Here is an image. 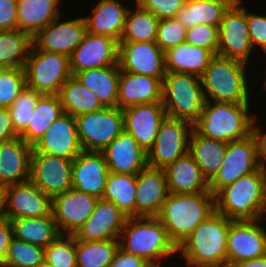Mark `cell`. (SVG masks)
Returning a JSON list of instances; mask_svg holds the SVG:
<instances>
[{
	"label": "cell",
	"mask_w": 266,
	"mask_h": 267,
	"mask_svg": "<svg viewBox=\"0 0 266 267\" xmlns=\"http://www.w3.org/2000/svg\"><path fill=\"white\" fill-rule=\"evenodd\" d=\"M215 212V196L210 192L169 193L156 216L178 248L199 223Z\"/></svg>",
	"instance_id": "1"
},
{
	"label": "cell",
	"mask_w": 266,
	"mask_h": 267,
	"mask_svg": "<svg viewBox=\"0 0 266 267\" xmlns=\"http://www.w3.org/2000/svg\"><path fill=\"white\" fill-rule=\"evenodd\" d=\"M215 211L232 221L262 219L266 212V171L242 176L215 195Z\"/></svg>",
	"instance_id": "2"
},
{
	"label": "cell",
	"mask_w": 266,
	"mask_h": 267,
	"mask_svg": "<svg viewBox=\"0 0 266 267\" xmlns=\"http://www.w3.org/2000/svg\"><path fill=\"white\" fill-rule=\"evenodd\" d=\"M232 220L213 212L199 223L191 235L177 248L188 266L226 267V247Z\"/></svg>",
	"instance_id": "3"
},
{
	"label": "cell",
	"mask_w": 266,
	"mask_h": 267,
	"mask_svg": "<svg viewBox=\"0 0 266 267\" xmlns=\"http://www.w3.org/2000/svg\"><path fill=\"white\" fill-rule=\"evenodd\" d=\"M249 106L206 100L193 128L203 136L226 143L245 139L254 133L257 124Z\"/></svg>",
	"instance_id": "4"
},
{
	"label": "cell",
	"mask_w": 266,
	"mask_h": 267,
	"mask_svg": "<svg viewBox=\"0 0 266 267\" xmlns=\"http://www.w3.org/2000/svg\"><path fill=\"white\" fill-rule=\"evenodd\" d=\"M119 247L148 263H161L163 258L177 253L167 230L156 216L127 217L120 233Z\"/></svg>",
	"instance_id": "5"
},
{
	"label": "cell",
	"mask_w": 266,
	"mask_h": 267,
	"mask_svg": "<svg viewBox=\"0 0 266 267\" xmlns=\"http://www.w3.org/2000/svg\"><path fill=\"white\" fill-rule=\"evenodd\" d=\"M245 70L246 63L215 55L200 76L205 100L235 104L249 103Z\"/></svg>",
	"instance_id": "6"
},
{
	"label": "cell",
	"mask_w": 266,
	"mask_h": 267,
	"mask_svg": "<svg viewBox=\"0 0 266 267\" xmlns=\"http://www.w3.org/2000/svg\"><path fill=\"white\" fill-rule=\"evenodd\" d=\"M201 77L191 73L166 72L163 78L162 104L169 118L192 126L205 104Z\"/></svg>",
	"instance_id": "7"
},
{
	"label": "cell",
	"mask_w": 266,
	"mask_h": 267,
	"mask_svg": "<svg viewBox=\"0 0 266 267\" xmlns=\"http://www.w3.org/2000/svg\"><path fill=\"white\" fill-rule=\"evenodd\" d=\"M26 86L42 94L58 95L72 76L69 57L37 50L33 45L24 65Z\"/></svg>",
	"instance_id": "8"
},
{
	"label": "cell",
	"mask_w": 266,
	"mask_h": 267,
	"mask_svg": "<svg viewBox=\"0 0 266 267\" xmlns=\"http://www.w3.org/2000/svg\"><path fill=\"white\" fill-rule=\"evenodd\" d=\"M77 134L84 151L102 152L124 131L123 110L103 107L75 117Z\"/></svg>",
	"instance_id": "9"
},
{
	"label": "cell",
	"mask_w": 266,
	"mask_h": 267,
	"mask_svg": "<svg viewBox=\"0 0 266 267\" xmlns=\"http://www.w3.org/2000/svg\"><path fill=\"white\" fill-rule=\"evenodd\" d=\"M260 167L259 141L255 134L227 144V151L216 175L209 181V191L214 196L224 187Z\"/></svg>",
	"instance_id": "10"
},
{
	"label": "cell",
	"mask_w": 266,
	"mask_h": 267,
	"mask_svg": "<svg viewBox=\"0 0 266 267\" xmlns=\"http://www.w3.org/2000/svg\"><path fill=\"white\" fill-rule=\"evenodd\" d=\"M242 0H236L225 12L219 25L217 55L248 63L251 55L247 9L240 5Z\"/></svg>",
	"instance_id": "11"
},
{
	"label": "cell",
	"mask_w": 266,
	"mask_h": 267,
	"mask_svg": "<svg viewBox=\"0 0 266 267\" xmlns=\"http://www.w3.org/2000/svg\"><path fill=\"white\" fill-rule=\"evenodd\" d=\"M192 128L186 121L166 117L160 124L153 147L148 151L149 166L164 169L186 155Z\"/></svg>",
	"instance_id": "12"
},
{
	"label": "cell",
	"mask_w": 266,
	"mask_h": 267,
	"mask_svg": "<svg viewBox=\"0 0 266 267\" xmlns=\"http://www.w3.org/2000/svg\"><path fill=\"white\" fill-rule=\"evenodd\" d=\"M73 160L32 152L30 158V181L53 199L72 188Z\"/></svg>",
	"instance_id": "13"
},
{
	"label": "cell",
	"mask_w": 266,
	"mask_h": 267,
	"mask_svg": "<svg viewBox=\"0 0 266 267\" xmlns=\"http://www.w3.org/2000/svg\"><path fill=\"white\" fill-rule=\"evenodd\" d=\"M260 220L231 221L226 247V267L266 255V229L259 225Z\"/></svg>",
	"instance_id": "14"
},
{
	"label": "cell",
	"mask_w": 266,
	"mask_h": 267,
	"mask_svg": "<svg viewBox=\"0 0 266 267\" xmlns=\"http://www.w3.org/2000/svg\"><path fill=\"white\" fill-rule=\"evenodd\" d=\"M121 71L159 78L166 74L164 52L156 42H119Z\"/></svg>",
	"instance_id": "15"
},
{
	"label": "cell",
	"mask_w": 266,
	"mask_h": 267,
	"mask_svg": "<svg viewBox=\"0 0 266 267\" xmlns=\"http://www.w3.org/2000/svg\"><path fill=\"white\" fill-rule=\"evenodd\" d=\"M119 42L105 35L86 32L82 42L69 57L70 71L75 73L118 64Z\"/></svg>",
	"instance_id": "16"
},
{
	"label": "cell",
	"mask_w": 266,
	"mask_h": 267,
	"mask_svg": "<svg viewBox=\"0 0 266 267\" xmlns=\"http://www.w3.org/2000/svg\"><path fill=\"white\" fill-rule=\"evenodd\" d=\"M60 16L32 38L33 46L40 51L60 53L70 57L87 32L84 17L59 23Z\"/></svg>",
	"instance_id": "17"
},
{
	"label": "cell",
	"mask_w": 266,
	"mask_h": 267,
	"mask_svg": "<svg viewBox=\"0 0 266 267\" xmlns=\"http://www.w3.org/2000/svg\"><path fill=\"white\" fill-rule=\"evenodd\" d=\"M97 200L96 197L73 187L54 197L52 214L61 234L75 235L93 213Z\"/></svg>",
	"instance_id": "18"
},
{
	"label": "cell",
	"mask_w": 266,
	"mask_h": 267,
	"mask_svg": "<svg viewBox=\"0 0 266 267\" xmlns=\"http://www.w3.org/2000/svg\"><path fill=\"white\" fill-rule=\"evenodd\" d=\"M76 119L63 113L56 119L45 134L32 146V152L50 154L74 160L81 152Z\"/></svg>",
	"instance_id": "19"
},
{
	"label": "cell",
	"mask_w": 266,
	"mask_h": 267,
	"mask_svg": "<svg viewBox=\"0 0 266 267\" xmlns=\"http://www.w3.org/2000/svg\"><path fill=\"white\" fill-rule=\"evenodd\" d=\"M167 117L162 102L138 104L123 109L124 131L147 152L153 147L160 124Z\"/></svg>",
	"instance_id": "20"
},
{
	"label": "cell",
	"mask_w": 266,
	"mask_h": 267,
	"mask_svg": "<svg viewBox=\"0 0 266 267\" xmlns=\"http://www.w3.org/2000/svg\"><path fill=\"white\" fill-rule=\"evenodd\" d=\"M7 219L43 217L52 214V199L30 180L5 187Z\"/></svg>",
	"instance_id": "21"
},
{
	"label": "cell",
	"mask_w": 266,
	"mask_h": 267,
	"mask_svg": "<svg viewBox=\"0 0 266 267\" xmlns=\"http://www.w3.org/2000/svg\"><path fill=\"white\" fill-rule=\"evenodd\" d=\"M126 218L114 203L99 198L93 213L74 237L82 241L119 239Z\"/></svg>",
	"instance_id": "22"
},
{
	"label": "cell",
	"mask_w": 266,
	"mask_h": 267,
	"mask_svg": "<svg viewBox=\"0 0 266 267\" xmlns=\"http://www.w3.org/2000/svg\"><path fill=\"white\" fill-rule=\"evenodd\" d=\"M102 154L110 173L137 175L149 166L148 152L126 131L117 136Z\"/></svg>",
	"instance_id": "23"
},
{
	"label": "cell",
	"mask_w": 266,
	"mask_h": 267,
	"mask_svg": "<svg viewBox=\"0 0 266 267\" xmlns=\"http://www.w3.org/2000/svg\"><path fill=\"white\" fill-rule=\"evenodd\" d=\"M109 174L102 152L82 151L72 163V187L102 198Z\"/></svg>",
	"instance_id": "24"
},
{
	"label": "cell",
	"mask_w": 266,
	"mask_h": 267,
	"mask_svg": "<svg viewBox=\"0 0 266 267\" xmlns=\"http://www.w3.org/2000/svg\"><path fill=\"white\" fill-rule=\"evenodd\" d=\"M169 194L163 169L146 167L136 175V216H157Z\"/></svg>",
	"instance_id": "25"
},
{
	"label": "cell",
	"mask_w": 266,
	"mask_h": 267,
	"mask_svg": "<svg viewBox=\"0 0 266 267\" xmlns=\"http://www.w3.org/2000/svg\"><path fill=\"white\" fill-rule=\"evenodd\" d=\"M162 87L159 78L120 71L117 107L162 102Z\"/></svg>",
	"instance_id": "26"
},
{
	"label": "cell",
	"mask_w": 266,
	"mask_h": 267,
	"mask_svg": "<svg viewBox=\"0 0 266 267\" xmlns=\"http://www.w3.org/2000/svg\"><path fill=\"white\" fill-rule=\"evenodd\" d=\"M32 146L22 138L0 143V186L6 187L30 179Z\"/></svg>",
	"instance_id": "27"
},
{
	"label": "cell",
	"mask_w": 266,
	"mask_h": 267,
	"mask_svg": "<svg viewBox=\"0 0 266 267\" xmlns=\"http://www.w3.org/2000/svg\"><path fill=\"white\" fill-rule=\"evenodd\" d=\"M169 193L210 192L209 182L193 157L187 153L164 169Z\"/></svg>",
	"instance_id": "28"
},
{
	"label": "cell",
	"mask_w": 266,
	"mask_h": 267,
	"mask_svg": "<svg viewBox=\"0 0 266 267\" xmlns=\"http://www.w3.org/2000/svg\"><path fill=\"white\" fill-rule=\"evenodd\" d=\"M128 8L118 0H100L90 16H85L87 32L105 35L118 42L123 34Z\"/></svg>",
	"instance_id": "29"
},
{
	"label": "cell",
	"mask_w": 266,
	"mask_h": 267,
	"mask_svg": "<svg viewBox=\"0 0 266 267\" xmlns=\"http://www.w3.org/2000/svg\"><path fill=\"white\" fill-rule=\"evenodd\" d=\"M60 0H17V29L32 38L57 19Z\"/></svg>",
	"instance_id": "30"
},
{
	"label": "cell",
	"mask_w": 266,
	"mask_h": 267,
	"mask_svg": "<svg viewBox=\"0 0 266 267\" xmlns=\"http://www.w3.org/2000/svg\"><path fill=\"white\" fill-rule=\"evenodd\" d=\"M119 65L100 67L75 73L73 76L95 93L104 107H117Z\"/></svg>",
	"instance_id": "31"
},
{
	"label": "cell",
	"mask_w": 266,
	"mask_h": 267,
	"mask_svg": "<svg viewBox=\"0 0 266 267\" xmlns=\"http://www.w3.org/2000/svg\"><path fill=\"white\" fill-rule=\"evenodd\" d=\"M227 144L226 142L203 136L192 128L188 153L196 161L208 182L220 169L227 151Z\"/></svg>",
	"instance_id": "32"
},
{
	"label": "cell",
	"mask_w": 266,
	"mask_h": 267,
	"mask_svg": "<svg viewBox=\"0 0 266 267\" xmlns=\"http://www.w3.org/2000/svg\"><path fill=\"white\" fill-rule=\"evenodd\" d=\"M236 0H186L176 18L186 28L197 24L218 27L225 12Z\"/></svg>",
	"instance_id": "33"
},
{
	"label": "cell",
	"mask_w": 266,
	"mask_h": 267,
	"mask_svg": "<svg viewBox=\"0 0 266 267\" xmlns=\"http://www.w3.org/2000/svg\"><path fill=\"white\" fill-rule=\"evenodd\" d=\"M214 56L208 49L183 42L164 52L165 70L201 76Z\"/></svg>",
	"instance_id": "34"
},
{
	"label": "cell",
	"mask_w": 266,
	"mask_h": 267,
	"mask_svg": "<svg viewBox=\"0 0 266 267\" xmlns=\"http://www.w3.org/2000/svg\"><path fill=\"white\" fill-rule=\"evenodd\" d=\"M9 221L14 238L43 248H46L61 235L53 214L43 217L9 219Z\"/></svg>",
	"instance_id": "35"
},
{
	"label": "cell",
	"mask_w": 266,
	"mask_h": 267,
	"mask_svg": "<svg viewBox=\"0 0 266 267\" xmlns=\"http://www.w3.org/2000/svg\"><path fill=\"white\" fill-rule=\"evenodd\" d=\"M64 113L59 95L43 94L37 101L27 128L19 135L33 146L49 126Z\"/></svg>",
	"instance_id": "36"
},
{
	"label": "cell",
	"mask_w": 266,
	"mask_h": 267,
	"mask_svg": "<svg viewBox=\"0 0 266 267\" xmlns=\"http://www.w3.org/2000/svg\"><path fill=\"white\" fill-rule=\"evenodd\" d=\"M64 113L74 117L102 109L104 106L91 90L71 76L61 87L59 92Z\"/></svg>",
	"instance_id": "37"
},
{
	"label": "cell",
	"mask_w": 266,
	"mask_h": 267,
	"mask_svg": "<svg viewBox=\"0 0 266 267\" xmlns=\"http://www.w3.org/2000/svg\"><path fill=\"white\" fill-rule=\"evenodd\" d=\"M136 175L110 173L102 199L114 203L126 217L136 216Z\"/></svg>",
	"instance_id": "38"
},
{
	"label": "cell",
	"mask_w": 266,
	"mask_h": 267,
	"mask_svg": "<svg viewBox=\"0 0 266 267\" xmlns=\"http://www.w3.org/2000/svg\"><path fill=\"white\" fill-rule=\"evenodd\" d=\"M32 45V37L19 29L0 31V67L24 68Z\"/></svg>",
	"instance_id": "39"
},
{
	"label": "cell",
	"mask_w": 266,
	"mask_h": 267,
	"mask_svg": "<svg viewBox=\"0 0 266 267\" xmlns=\"http://www.w3.org/2000/svg\"><path fill=\"white\" fill-rule=\"evenodd\" d=\"M128 9L123 34L119 42H156L159 18L152 12L136 5Z\"/></svg>",
	"instance_id": "40"
},
{
	"label": "cell",
	"mask_w": 266,
	"mask_h": 267,
	"mask_svg": "<svg viewBox=\"0 0 266 267\" xmlns=\"http://www.w3.org/2000/svg\"><path fill=\"white\" fill-rule=\"evenodd\" d=\"M119 248V239L82 241L76 239L77 267H109Z\"/></svg>",
	"instance_id": "41"
},
{
	"label": "cell",
	"mask_w": 266,
	"mask_h": 267,
	"mask_svg": "<svg viewBox=\"0 0 266 267\" xmlns=\"http://www.w3.org/2000/svg\"><path fill=\"white\" fill-rule=\"evenodd\" d=\"M44 255L45 248L13 237L1 267H39Z\"/></svg>",
	"instance_id": "42"
},
{
	"label": "cell",
	"mask_w": 266,
	"mask_h": 267,
	"mask_svg": "<svg viewBox=\"0 0 266 267\" xmlns=\"http://www.w3.org/2000/svg\"><path fill=\"white\" fill-rule=\"evenodd\" d=\"M43 94L27 86L19 93L18 97L8 108L10 111L14 130L20 135L28 126L33 109L38 99Z\"/></svg>",
	"instance_id": "43"
},
{
	"label": "cell",
	"mask_w": 266,
	"mask_h": 267,
	"mask_svg": "<svg viewBox=\"0 0 266 267\" xmlns=\"http://www.w3.org/2000/svg\"><path fill=\"white\" fill-rule=\"evenodd\" d=\"M44 259L53 267H77L74 235L61 234L45 248Z\"/></svg>",
	"instance_id": "44"
},
{
	"label": "cell",
	"mask_w": 266,
	"mask_h": 267,
	"mask_svg": "<svg viewBox=\"0 0 266 267\" xmlns=\"http://www.w3.org/2000/svg\"><path fill=\"white\" fill-rule=\"evenodd\" d=\"M25 86L24 68H6L0 75V108H9Z\"/></svg>",
	"instance_id": "45"
},
{
	"label": "cell",
	"mask_w": 266,
	"mask_h": 267,
	"mask_svg": "<svg viewBox=\"0 0 266 267\" xmlns=\"http://www.w3.org/2000/svg\"><path fill=\"white\" fill-rule=\"evenodd\" d=\"M187 29L177 18L161 19L158 24L156 44L163 52L185 42Z\"/></svg>",
	"instance_id": "46"
},
{
	"label": "cell",
	"mask_w": 266,
	"mask_h": 267,
	"mask_svg": "<svg viewBox=\"0 0 266 267\" xmlns=\"http://www.w3.org/2000/svg\"><path fill=\"white\" fill-rule=\"evenodd\" d=\"M218 39V27L197 24L187 29L185 42L196 47L208 49L214 55H217Z\"/></svg>",
	"instance_id": "47"
},
{
	"label": "cell",
	"mask_w": 266,
	"mask_h": 267,
	"mask_svg": "<svg viewBox=\"0 0 266 267\" xmlns=\"http://www.w3.org/2000/svg\"><path fill=\"white\" fill-rule=\"evenodd\" d=\"M186 0H136V5L152 12L161 19L176 18Z\"/></svg>",
	"instance_id": "48"
},
{
	"label": "cell",
	"mask_w": 266,
	"mask_h": 267,
	"mask_svg": "<svg viewBox=\"0 0 266 267\" xmlns=\"http://www.w3.org/2000/svg\"><path fill=\"white\" fill-rule=\"evenodd\" d=\"M247 23L251 46L254 48L257 44L266 52V15L247 11Z\"/></svg>",
	"instance_id": "49"
},
{
	"label": "cell",
	"mask_w": 266,
	"mask_h": 267,
	"mask_svg": "<svg viewBox=\"0 0 266 267\" xmlns=\"http://www.w3.org/2000/svg\"><path fill=\"white\" fill-rule=\"evenodd\" d=\"M17 29V0H0V31Z\"/></svg>",
	"instance_id": "50"
},
{
	"label": "cell",
	"mask_w": 266,
	"mask_h": 267,
	"mask_svg": "<svg viewBox=\"0 0 266 267\" xmlns=\"http://www.w3.org/2000/svg\"><path fill=\"white\" fill-rule=\"evenodd\" d=\"M147 264L142 257L127 253L119 247L109 267H145Z\"/></svg>",
	"instance_id": "51"
},
{
	"label": "cell",
	"mask_w": 266,
	"mask_h": 267,
	"mask_svg": "<svg viewBox=\"0 0 266 267\" xmlns=\"http://www.w3.org/2000/svg\"><path fill=\"white\" fill-rule=\"evenodd\" d=\"M19 137L13 128L10 111L8 108H0V143Z\"/></svg>",
	"instance_id": "52"
},
{
	"label": "cell",
	"mask_w": 266,
	"mask_h": 267,
	"mask_svg": "<svg viewBox=\"0 0 266 267\" xmlns=\"http://www.w3.org/2000/svg\"><path fill=\"white\" fill-rule=\"evenodd\" d=\"M12 238L13 229L9 219L0 220V267L3 265Z\"/></svg>",
	"instance_id": "53"
},
{
	"label": "cell",
	"mask_w": 266,
	"mask_h": 267,
	"mask_svg": "<svg viewBox=\"0 0 266 267\" xmlns=\"http://www.w3.org/2000/svg\"><path fill=\"white\" fill-rule=\"evenodd\" d=\"M259 125L255 124L254 132L259 141V162L260 166L266 171V133H262Z\"/></svg>",
	"instance_id": "54"
},
{
	"label": "cell",
	"mask_w": 266,
	"mask_h": 267,
	"mask_svg": "<svg viewBox=\"0 0 266 267\" xmlns=\"http://www.w3.org/2000/svg\"><path fill=\"white\" fill-rule=\"evenodd\" d=\"M232 267H266V255L252 260L238 262Z\"/></svg>",
	"instance_id": "55"
},
{
	"label": "cell",
	"mask_w": 266,
	"mask_h": 267,
	"mask_svg": "<svg viewBox=\"0 0 266 267\" xmlns=\"http://www.w3.org/2000/svg\"><path fill=\"white\" fill-rule=\"evenodd\" d=\"M7 219L6 215V191L0 186V220Z\"/></svg>",
	"instance_id": "56"
},
{
	"label": "cell",
	"mask_w": 266,
	"mask_h": 267,
	"mask_svg": "<svg viewBox=\"0 0 266 267\" xmlns=\"http://www.w3.org/2000/svg\"><path fill=\"white\" fill-rule=\"evenodd\" d=\"M161 263H148L145 267H160Z\"/></svg>",
	"instance_id": "57"
},
{
	"label": "cell",
	"mask_w": 266,
	"mask_h": 267,
	"mask_svg": "<svg viewBox=\"0 0 266 267\" xmlns=\"http://www.w3.org/2000/svg\"><path fill=\"white\" fill-rule=\"evenodd\" d=\"M39 267H53V266L49 265L44 261Z\"/></svg>",
	"instance_id": "58"
},
{
	"label": "cell",
	"mask_w": 266,
	"mask_h": 267,
	"mask_svg": "<svg viewBox=\"0 0 266 267\" xmlns=\"http://www.w3.org/2000/svg\"><path fill=\"white\" fill-rule=\"evenodd\" d=\"M6 68H4V67H0V75H1V73L5 70Z\"/></svg>",
	"instance_id": "59"
},
{
	"label": "cell",
	"mask_w": 266,
	"mask_h": 267,
	"mask_svg": "<svg viewBox=\"0 0 266 267\" xmlns=\"http://www.w3.org/2000/svg\"><path fill=\"white\" fill-rule=\"evenodd\" d=\"M266 78V77H265ZM263 87L266 89V79H265V81H264V85H263Z\"/></svg>",
	"instance_id": "60"
}]
</instances>
